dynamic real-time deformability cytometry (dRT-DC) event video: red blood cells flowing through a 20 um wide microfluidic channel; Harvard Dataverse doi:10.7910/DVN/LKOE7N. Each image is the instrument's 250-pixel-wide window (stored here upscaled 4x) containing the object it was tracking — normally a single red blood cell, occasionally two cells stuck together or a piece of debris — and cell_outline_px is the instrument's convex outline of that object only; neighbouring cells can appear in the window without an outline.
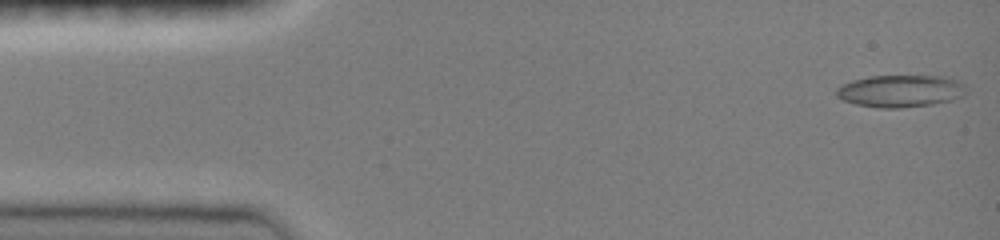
{"species": "common noctule bat (a hibernating species)", "species_latin": "Nyctalus noctula", "temperature_condition": "room temperature", "stored_images_in_passage": 48, "camera_frame_rate_fps": 3000, "um_per_image_px": 0.085, "animal": {"sex": "female", "body_mass_g": 19.0, "forearm_length_mm": 51.5}, "frame": {"image": 1, "passage_image": 1, "time_ms": 0.0, "image_size_px": [1000, 240], "cell_outline_px": [[968, 92], [964, 96], [952, 100], [932, 104], [900, 108], [880, 108], [856, 104], [840, 100], [836, 96], [836, 88], [840, 84], [852, 80], [868, 76], [944, 76], [956, 80], [964, 84], [968, 88]], "centroid_in_image_um": [76.54, 7.73], "position_along_channel_um": 8.5, "area_um2": 24.74}}
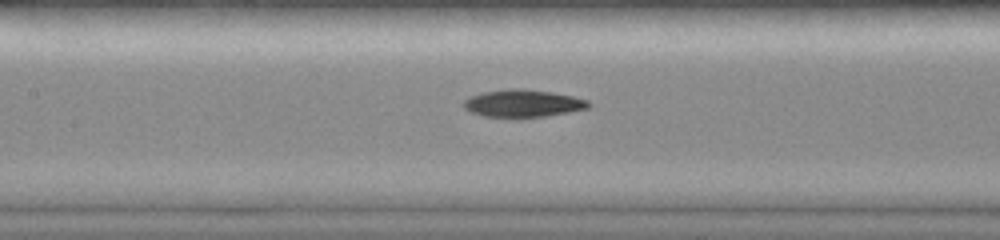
{"frame": {"image": 2, "passage_image": 21, "time_ms": 6.667, "image_size_px": [1000, 240], "cell_outline_px": [[592, 104], [588, 108], [568, 112], [544, 116], [484, 116], [472, 112], [464, 108], [460, 104], [468, 96], [480, 92], [508, 88], [520, 88], [552, 92], [572, 96], [588, 100]], "centroid_in_image_um": [44.4, 8.75], "position_along_channel_um": 163.0, "area_um2": 19.88}}
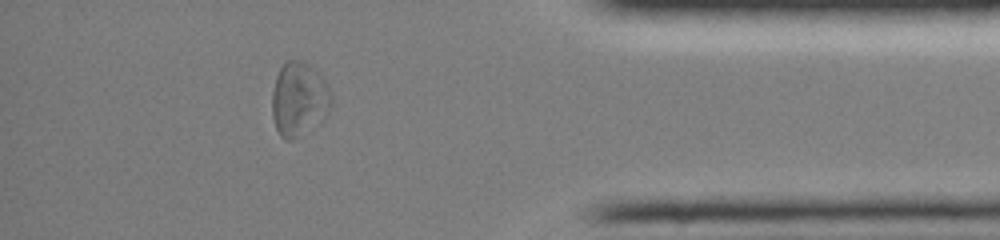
{"frame": {"image": 3, "passage_image": 41, "time_ms": 13.333, "image_size_px": [1000, 240], "cell_outline_px": [[332, 104], [324, 120], [292, 140], [284, 140], [280, 136], [276, 128], [272, 116], [272, 92], [276, 76], [280, 68], [288, 60], [304, 60], [320, 72], [328, 84], [332, 96]], "centroid_in_image_um": [25.44, 8.41], "position_along_channel_um": 409.8, "area_um2": 26.07}}